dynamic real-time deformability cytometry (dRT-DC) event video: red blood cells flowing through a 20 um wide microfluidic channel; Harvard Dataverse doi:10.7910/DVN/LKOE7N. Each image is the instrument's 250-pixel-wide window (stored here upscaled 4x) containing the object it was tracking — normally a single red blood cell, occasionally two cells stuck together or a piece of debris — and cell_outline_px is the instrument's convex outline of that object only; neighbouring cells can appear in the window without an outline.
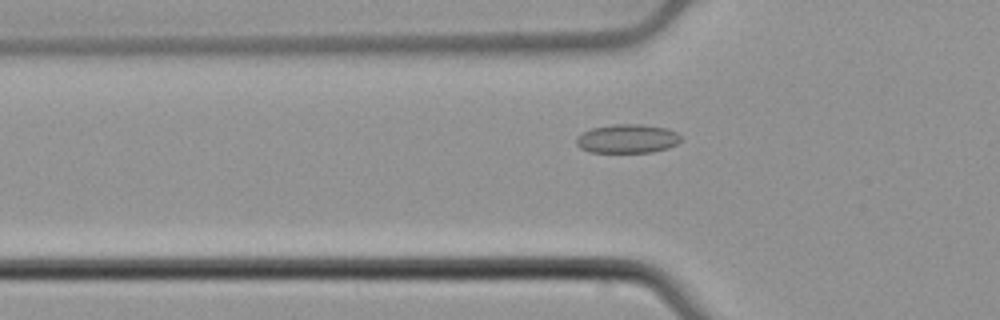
{"species": "common noctule bat (a hibernating species)", "species_latin": "Nyctalus noctula", "temperature_condition": "cold", "stored_images_in_passage": 43, "camera_frame_rate_fps": 3000, "um_per_image_px": 0.085, "animal": {"sex": "male", "body_mass_g": 21.5, "forearm_length_mm": 52.0}, "frame": {"image": 1, "passage_image": 13, "time_ms": 4.0, "image_size_px": [1000, 320], "cell_outline_px": [[680, 140], [676, 144], [668, 148], [652, 152], [588, 152], [580, 148], [576, 144], [576, 136], [592, 128], [612, 124], [640, 124], [668, 128], [676, 132], [680, 136]], "centroid_in_image_um": [53.3, 11.79], "position_along_channel_um": 72.5, "area_um2": 17.63}}
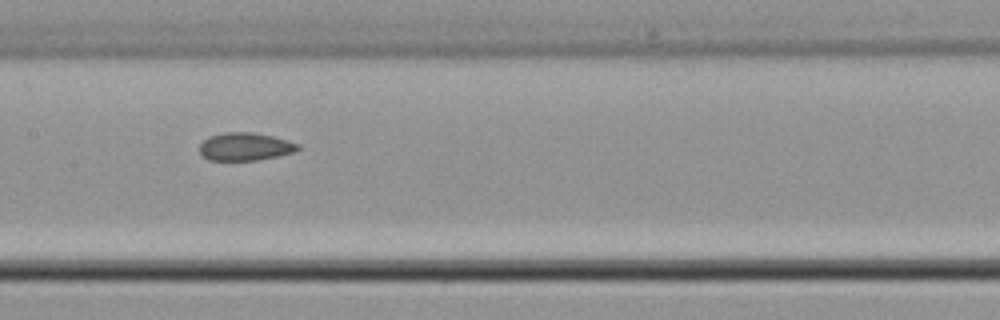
{"frame": {"image": 2, "passage_image": 22, "time_ms": 7.0, "image_size_px": [1000, 320], "cell_outline_px": [[300, 148], [296, 152], [256, 160], [208, 160], [200, 152], [200, 144], [208, 136], [224, 132], [252, 132], [272, 136], [300, 144]], "centroid_in_image_um": [20.84, 12.45], "position_along_channel_um": 186.6, "area_um2": 15.95}}
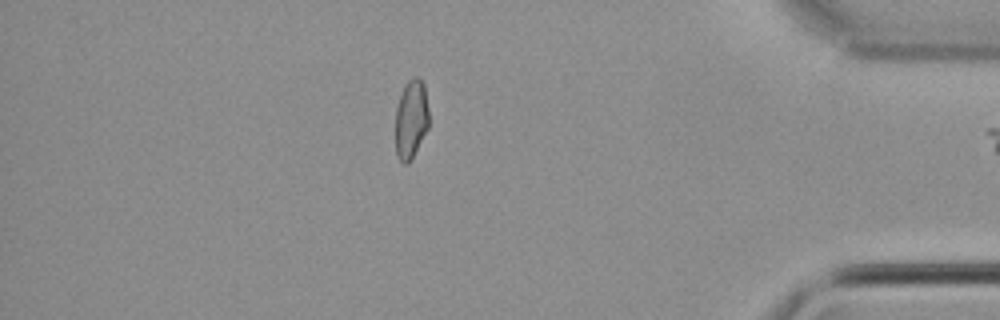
{"frame": {"image": 3, "passage_image": 42, "time_ms": 13.667, "image_size_px": [1000, 320], "cell_outline_px": [[428, 128], [408, 164], [404, 164], [396, 156], [396, 108], [400, 96], [408, 80], [412, 76], [420, 76], [424, 84], [428, 108]], "centroid_in_image_um": [34.94, 10.1], "position_along_channel_um": 400.3, "area_um2": 15.32}}